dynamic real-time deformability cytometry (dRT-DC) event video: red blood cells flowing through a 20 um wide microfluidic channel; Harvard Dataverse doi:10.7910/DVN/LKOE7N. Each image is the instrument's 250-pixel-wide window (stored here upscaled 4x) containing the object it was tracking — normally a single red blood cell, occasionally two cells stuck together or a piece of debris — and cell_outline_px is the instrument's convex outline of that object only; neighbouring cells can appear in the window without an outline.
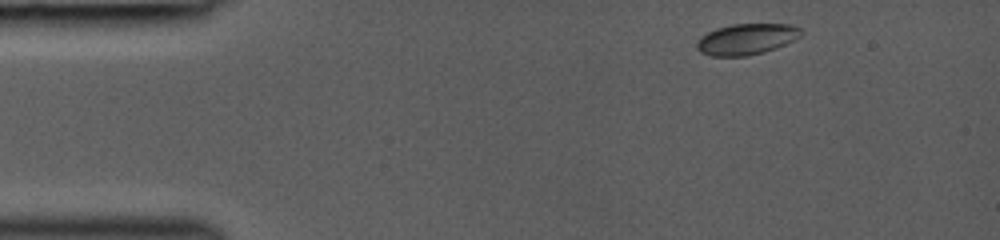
{"species": "common noctule bat (a hibernating species)", "species_latin": "Nyctalus noctula", "temperature_condition": "room temperature", "stored_images_in_passage": 10, "camera_frame_rate_fps": 3000, "um_per_image_px": 0.085, "animal": {"sex": "female", "body_mass_g": 19.0, "forearm_length_mm": 53.3}, "frame": {"image": 1, "passage_image": 1, "time_ms": 0.0, "image_size_px": [1000, 240], "cell_outline_px": [[804, 32], [800, 36], [776, 48], [764, 52], [748, 56], [712, 56], [700, 52], [696, 48], [696, 44], [700, 36], [716, 28], [732, 24], [792, 24], [800, 28]], "centroid_in_image_um": [63.44, 3.32], "position_along_channel_um": 21.6, "area_um2": 18.9}}
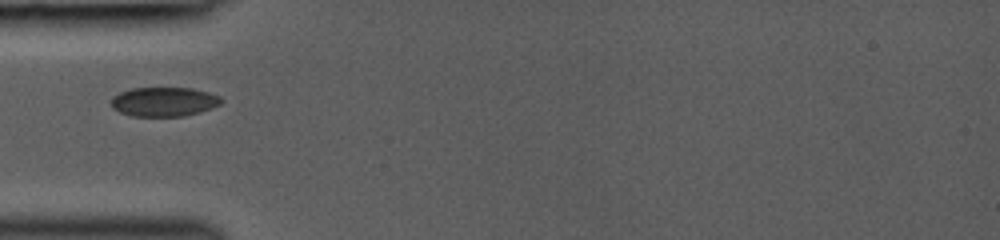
{"frame": {"image": 2, "passage_image": 6, "time_ms": 3.0, "image_size_px": [1000, 240], "cell_outline_px": [[224, 100], [220, 104], [212, 108], [200, 112], [184, 116], [132, 116], [120, 112], [112, 108], [112, 96], [120, 92], [132, 88], [192, 88], [208, 92], [220, 96]], "centroid_in_image_um": [13.95, 8.65], "position_along_channel_um": 71.0, "area_um2": 18.84}}
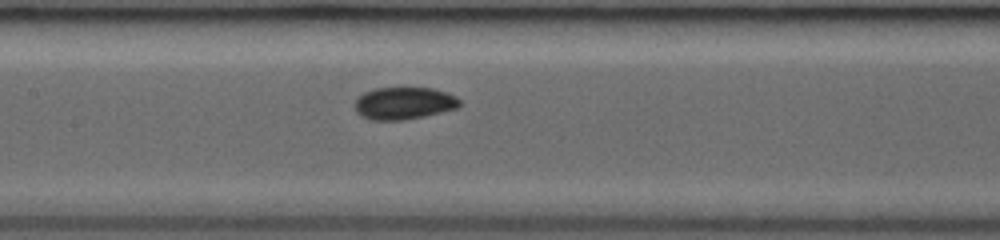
{"frame": {"image": 3, "passage_image": 9, "time_ms": 5.333, "image_size_px": [1000, 240], "cell_outline_px": [[464, 104], [456, 108], [424, 116], [404, 120], [372, 120], [360, 116], [356, 112], [352, 104], [364, 92], [376, 88], [432, 88], [456, 96]], "centroid_in_image_um": [34.31, 8.78], "position_along_channel_um": 173.1, "area_um2": 19.83}}